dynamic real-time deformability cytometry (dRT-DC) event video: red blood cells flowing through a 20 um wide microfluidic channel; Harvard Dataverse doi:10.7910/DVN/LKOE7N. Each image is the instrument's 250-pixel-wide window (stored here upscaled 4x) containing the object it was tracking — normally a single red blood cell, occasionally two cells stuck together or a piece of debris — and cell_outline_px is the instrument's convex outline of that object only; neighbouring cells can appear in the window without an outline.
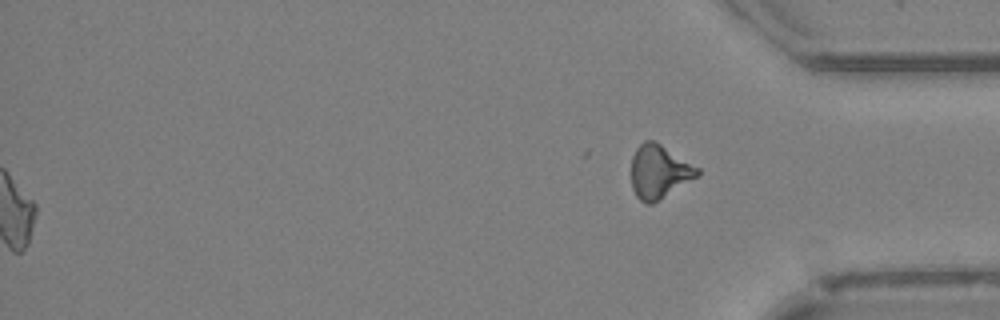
{"species": "Egyptian fruit bat (a non-hibernating species)", "species_latin": "Rousettus aegyptiacus", "temperature_condition": "cold", "stored_images_in_passage": 50, "segment_of_instrument_passage": [2, 2], "camera_frame_rate_fps": 3000, "um_per_image_px": 0.085, "animal": {"sex": "female"}, "frame": {"image": 1, "passage_image": 50, "time_ms": 16.333, "image_size_px": [1000, 320], "cell_outline_px": [[700, 172], [696, 176], [652, 204], [644, 204], [636, 196], [632, 188], [632, 156], [636, 148], [644, 140], [652, 140], [660, 144], [700, 168]], "centroid_in_image_um": [55.99, 14.59], "position_along_channel_um": 379.2, "area_um2": 20.23}}